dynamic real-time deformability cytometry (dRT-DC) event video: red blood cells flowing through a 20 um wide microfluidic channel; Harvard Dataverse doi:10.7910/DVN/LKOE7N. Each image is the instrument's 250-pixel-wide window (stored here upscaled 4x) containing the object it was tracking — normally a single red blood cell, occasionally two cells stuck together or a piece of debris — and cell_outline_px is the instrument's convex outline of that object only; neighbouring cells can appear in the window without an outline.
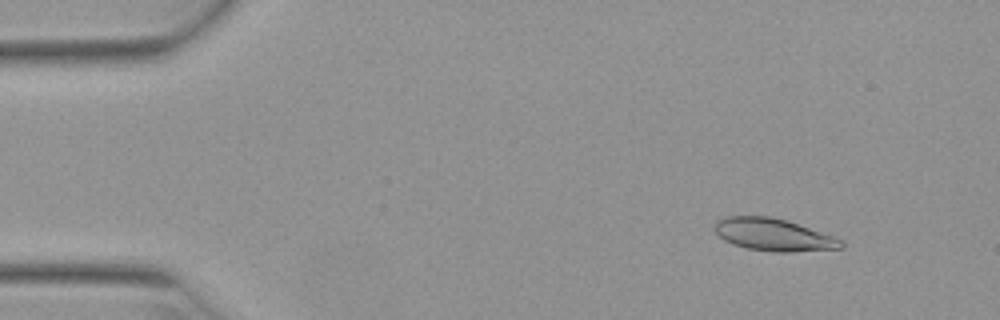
{"species": "Egyptian fruit bat (a non-hibernating species)", "species_latin": "Rousettus aegyptiacus", "temperature_condition": "warm", "stored_images_in_passage": 50, "camera_frame_rate_fps": 3000, "um_per_image_px": 0.085, "animal": {"sex": "female"}, "frame": {"image": 1, "passage_image": 3, "time_ms": 0.667, "image_size_px": [1000, 320], "cell_outline_px": [[844, 248], [792, 252], [776, 252], [748, 248], [732, 244], [724, 240], [716, 232], [716, 220], [724, 216], [768, 216], [788, 220], [832, 236], [840, 240], [844, 244]], "centroid_in_image_um": [65.74, 19.95], "position_along_channel_um": 19.3, "area_um2": 23.7}}
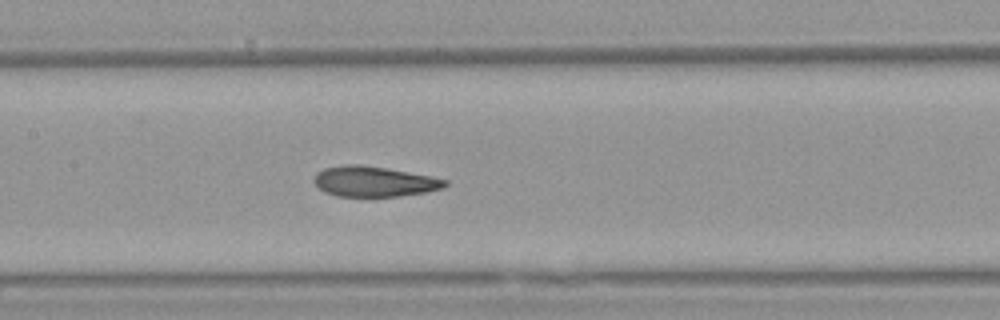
{"frame": {"image": 2, "passage_image": 22, "time_ms": 7.0, "image_size_px": [1000, 320], "cell_outline_px": [[448, 184], [440, 188], [424, 192], [400, 196], [336, 196], [324, 192], [312, 180], [316, 172], [324, 168], [344, 164], [360, 164], [408, 172], [448, 180]], "centroid_in_image_um": [31.73, 15.42], "position_along_channel_um": 175.7, "area_um2": 22.95}}
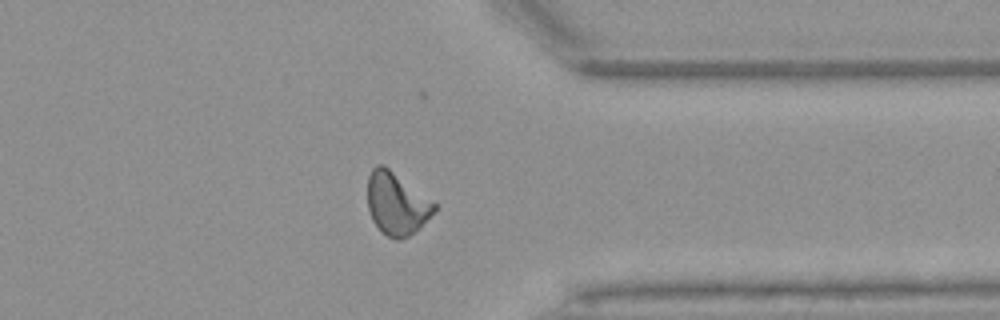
{"frame": {"image": 3, "passage_image": 38, "time_ms": 12.333, "image_size_px": [1000, 320], "cell_outline_px": [[436, 208], [420, 228], [408, 236], [400, 240], [396, 240], [380, 232], [372, 220], [368, 208], [368, 176], [372, 168], [376, 164], [384, 164], [436, 204]], "centroid_in_image_um": [33.67, 17.32], "position_along_channel_um": 377.7, "area_um2": 24.16}, "authors_computed_cell_mechanics": {"area_um2": 23.7269, "velocity_mm_per_s": 3.9226, "shape_relaxation_time_tau1_ms": 9.4578, "shape_relaxation_time_tau2_ms": 1.775, "deformation_change_tau1": 0.2408, "deformation_change_tau2": 0.0872}}